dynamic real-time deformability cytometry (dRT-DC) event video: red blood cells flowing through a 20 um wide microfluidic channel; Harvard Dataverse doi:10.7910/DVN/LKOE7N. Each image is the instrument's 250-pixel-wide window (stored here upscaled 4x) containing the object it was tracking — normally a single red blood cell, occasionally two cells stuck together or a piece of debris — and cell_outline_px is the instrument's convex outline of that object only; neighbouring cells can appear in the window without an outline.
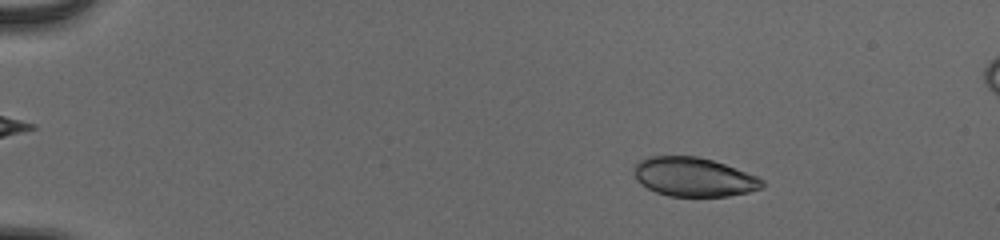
{"species": "human", "species_latin": "Homo sapiens", "temperature_condition": "cold", "stored_images_in_passage": 54, "camera_frame_rate_fps": 3000, "um_per_image_px": 0.085, "donor": {"sex": "male"}, "frame": {"image": 1, "passage_image": 9, "time_ms": 2.667, "image_size_px": [1000, 240], "cell_outline_px": [[764, 188], [748, 192], [728, 196], [668, 196], [656, 192], [640, 184], [636, 180], [632, 172], [636, 164], [640, 160], [648, 156], [696, 156], [712, 160], [724, 164], [756, 176], [764, 180]], "centroid_in_image_um": [58.94, 15.05], "position_along_channel_um": 26.1, "area_um2": 29.19}}
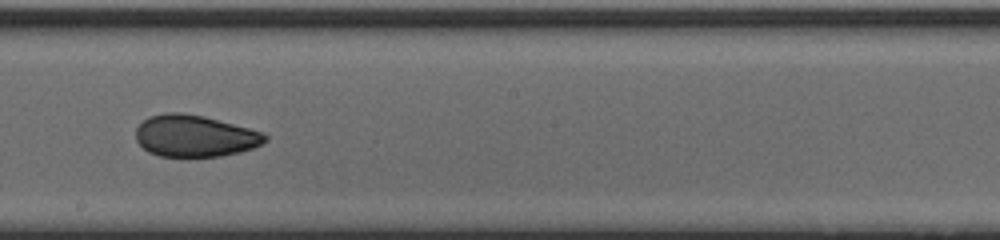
{"frame": {"image": 2, "passage_image": 33, "time_ms": 10.667, "image_size_px": [1000, 240], "cell_outline_px": [[268, 140], [252, 148], [240, 152], [220, 156], [160, 156], [148, 152], [136, 140], [136, 128], [148, 116], [164, 112], [180, 112], [204, 116], [264, 132], [268, 136]], "centroid_in_image_um": [16.55, 11.54], "position_along_channel_um": 231.6, "area_um2": 31.44}}
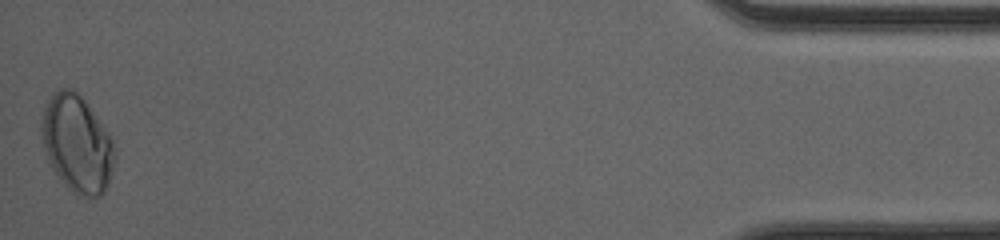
{"frame": {"image": 3, "passage_image": 54, "time_ms": 17.667, "image_size_px": [1000, 240], "cell_outline_px": [[116, 156], [112, 172], [108, 184], [104, 192], [100, 196], [80, 196], [72, 192], [64, 184], [52, 168], [48, 160], [44, 148], [40, 132], [40, 120], [44, 108], [52, 92], [60, 88], [72, 88], [84, 100], [108, 132], [112, 140]], "centroid_in_image_um": [6.53, 12.22], "position_along_channel_um": 428.7, "area_um2": 41.44}, "authors_computed_cell_mechanics": {"area_um2": 31.4432, "velocity_mm_per_s": 3.9295, "shape_relaxation_time_tau1_ms": 9.7955, "shape_relaxation_time_tau2_ms": 1.166, "deformation_change_tau1": 0.1654, "deformation_change_tau2": 0.0464}}